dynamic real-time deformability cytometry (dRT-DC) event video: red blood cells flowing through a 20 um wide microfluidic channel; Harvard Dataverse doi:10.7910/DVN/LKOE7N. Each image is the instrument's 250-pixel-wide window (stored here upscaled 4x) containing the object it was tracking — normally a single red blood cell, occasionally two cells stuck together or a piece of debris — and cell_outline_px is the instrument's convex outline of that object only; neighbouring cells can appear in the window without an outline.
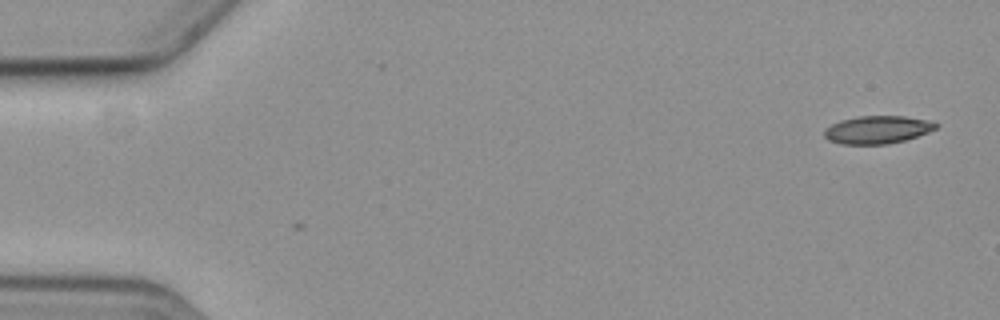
{"species": "common noctule bat (a hibernating species)", "species_latin": "Nyctalus noctula", "temperature_condition": "cold", "stored_images_in_passage": 2, "camera_frame_rate_fps": 3000, "um_per_image_px": 0.085, "animal": {"sex": "female", "body_mass_g": 19.3, "forearm_length_mm": 54.1}, "frame": {"image": 1, "passage_image": 2, "time_ms": 1.0, "image_size_px": [1000, 320], "cell_outline_px": [[940, 124], [936, 128], [928, 132], [904, 140], [888, 144], [840, 144], [828, 140], [824, 136], [824, 128], [840, 120], [860, 116], [904, 116], [924, 120]], "centroid_in_image_um": [74.53, 11.03], "position_along_channel_um": 10.5, "area_um2": 17.98}}